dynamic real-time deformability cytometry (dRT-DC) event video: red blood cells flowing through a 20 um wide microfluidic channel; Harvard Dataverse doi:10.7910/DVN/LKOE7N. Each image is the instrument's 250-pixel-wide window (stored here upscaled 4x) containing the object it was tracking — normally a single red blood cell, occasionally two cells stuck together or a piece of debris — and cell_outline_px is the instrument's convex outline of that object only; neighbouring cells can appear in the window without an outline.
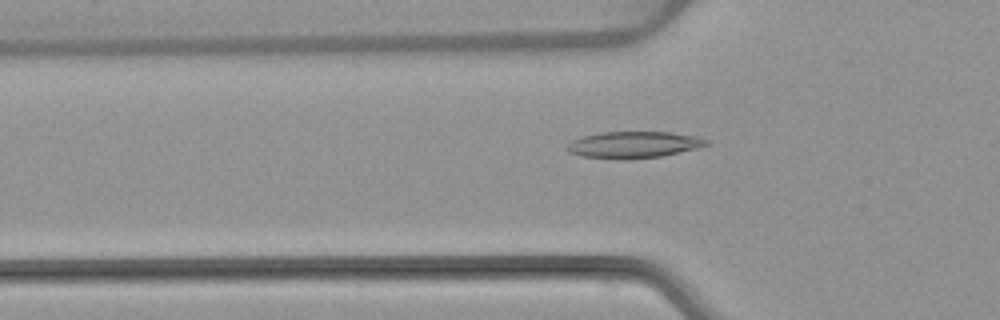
{"species": "common noctule bat (a hibernating species)", "species_latin": "Nyctalus noctula", "temperature_condition": "warm", "stored_images_in_passage": 48, "camera_frame_rate_fps": 3000, "um_per_image_px": 0.085, "animal": {"sex": "female", "body_mass_g": 22.7, "forearm_length_mm": 54.2}, "frame": {"image": 1, "passage_image": 13, "time_ms": 4.0, "image_size_px": [1000, 320], "cell_outline_px": [[708, 144], [700, 148], [660, 156], [628, 160], [624, 160], [580, 156], [568, 152], [564, 148], [572, 140], [584, 136], [600, 132], [672, 132], [696, 136], [708, 140]], "centroid_in_image_um": [53.84, 12.31], "position_along_channel_um": 72.0, "area_um2": 21.79}}
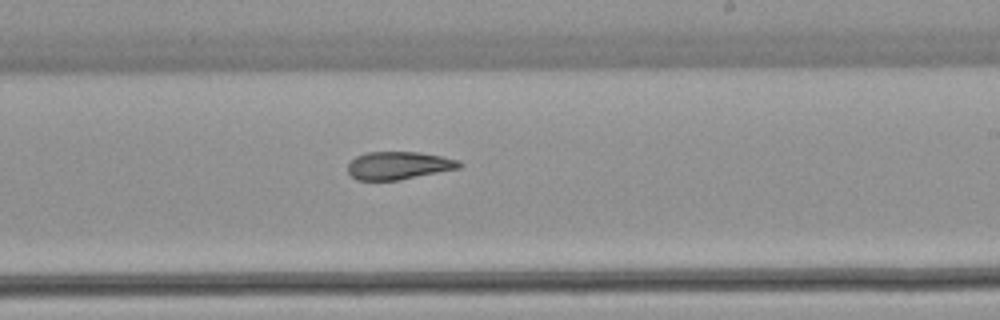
{"frame": {"image": 2, "passage_image": 27, "time_ms": 8.667, "image_size_px": [1000, 320], "cell_outline_px": [[464, 164], [460, 168], [400, 180], [356, 180], [348, 172], [348, 164], [356, 156], [368, 152], [420, 152], [460, 160]], "centroid_in_image_um": [33.91, 14.07], "position_along_channel_um": 255.1, "area_um2": 18.15}}
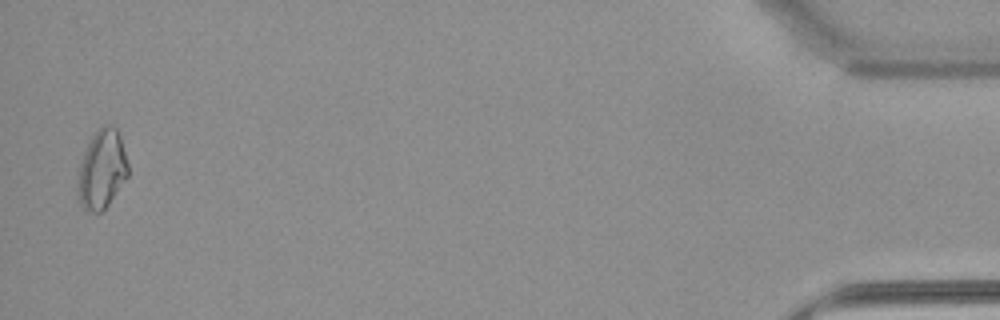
{"frame": {"image": 3, "passage_image": 47, "time_ms": 15.333, "image_size_px": [1000, 320], "cell_outline_px": [[128, 176], [108, 204], [100, 212], [92, 212], [84, 208], [80, 204], [76, 192], [76, 180], [80, 164], [84, 152], [92, 136], [104, 124], [108, 124], [116, 128], [120, 136], [128, 164]], "centroid_in_image_um": [8.64, 14.41], "position_along_channel_um": 426.6, "area_um2": 23.06}, "authors_computed_cell_mechanics": {"area_um2": 19.652, "velocity_mm_per_s": 3.917, "shape_relaxation_time_tau1_ms": null, "shape_relaxation_time_tau2_ms": 3.9723, "deformation_change_tau1": null, "deformation_change_tau2": 0.1179}}